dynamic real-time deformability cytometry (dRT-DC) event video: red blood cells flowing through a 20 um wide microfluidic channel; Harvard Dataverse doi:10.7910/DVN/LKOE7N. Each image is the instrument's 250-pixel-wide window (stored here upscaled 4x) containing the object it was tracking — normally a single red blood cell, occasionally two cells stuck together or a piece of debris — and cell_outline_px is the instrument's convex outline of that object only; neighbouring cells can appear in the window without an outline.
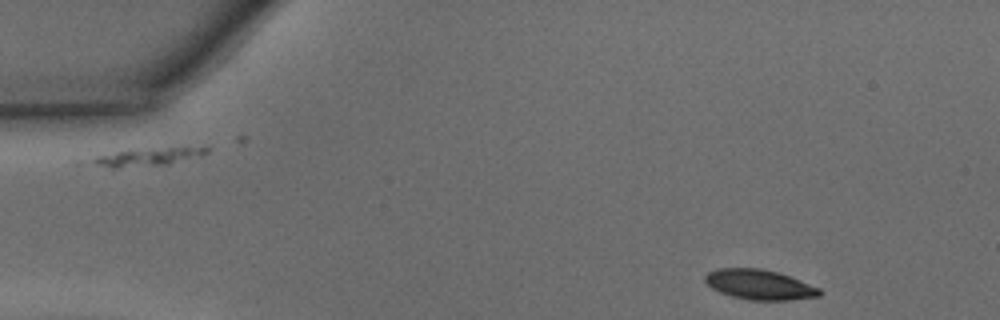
{"species": "common noctule bat (a hibernating species)", "species_latin": "Nyctalus noctula", "temperature_condition": "warm", "stored_images_in_passage": 33, "camera_frame_rate_fps": 3000, "um_per_image_px": 0.085, "animal": {"sex": "male", "body_mass_g": 15.6}, "frame": {"image": 1, "passage_image": 1, "time_ms": 0.0, "image_size_px": [1000, 320], "cell_outline_px": [[824, 292], [820, 296], [788, 300], [748, 300], [732, 296], [720, 292], [712, 288], [704, 280], [704, 276], [708, 272], [716, 268], [760, 268], [776, 272], [788, 276], [820, 288]], "centroid_in_image_um": [64.54, 24.19], "position_along_channel_um": 20.5, "area_um2": 19.94}}
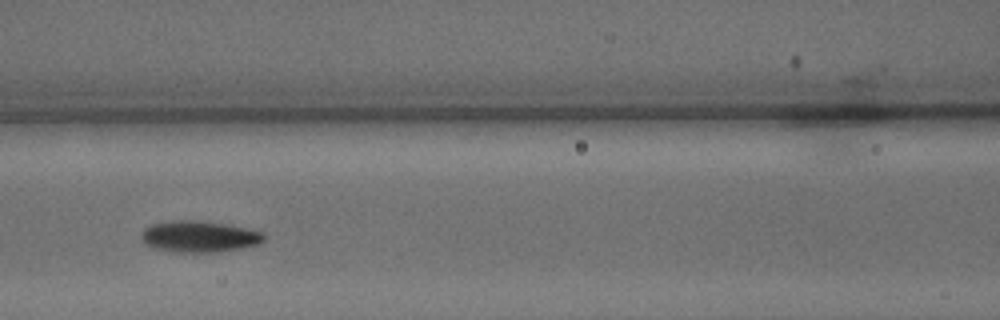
{"frame": {"image": 2, "passage_image": 16, "time_ms": 5.0, "image_size_px": [1000, 320], "cell_outline_px": [[264, 240], [260, 244], [244, 248], [220, 252], [180, 252], [152, 248], [144, 244], [140, 236], [140, 232], [144, 228], [152, 224], [172, 220], [192, 220], [224, 224], [264, 232]], "centroid_in_image_um": [16.91, 20.12], "position_along_channel_um": 149.7, "area_um2": 22.54}}
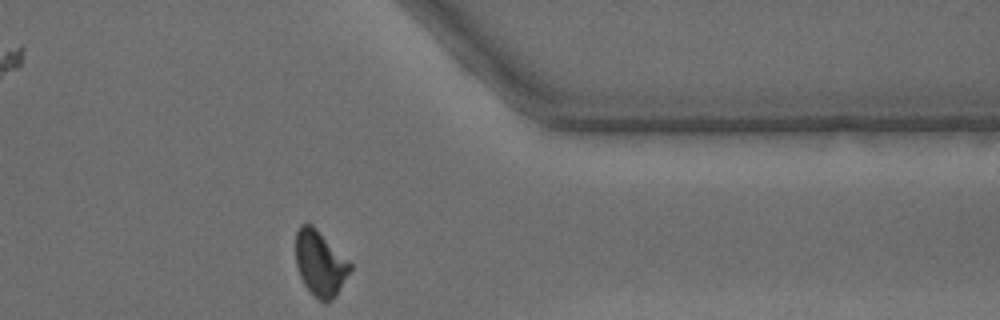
{"frame": {"image": 3, "passage_image": 33, "time_ms": 10.667, "image_size_px": [1000, 320], "cell_outline_px": [[352, 268], [336, 296], [332, 300], [324, 304], [304, 284], [300, 276], [296, 264], [296, 232], [300, 224], [312, 224], [352, 264]], "centroid_in_image_um": [27.21, 22.39], "position_along_channel_um": 384.2, "area_um2": 20.52}, "authors_computed_cell_mechanics": {"area_um2": 21.6172, "velocity_mm_per_s": 4.3446, "shape_relaxation_time_tau1_ms": 2.5363, "shape_relaxation_time_tau2_ms": 3.5086, "deformation_change_tau1": 0.1233, "deformation_change_tau2": 0.0958}}